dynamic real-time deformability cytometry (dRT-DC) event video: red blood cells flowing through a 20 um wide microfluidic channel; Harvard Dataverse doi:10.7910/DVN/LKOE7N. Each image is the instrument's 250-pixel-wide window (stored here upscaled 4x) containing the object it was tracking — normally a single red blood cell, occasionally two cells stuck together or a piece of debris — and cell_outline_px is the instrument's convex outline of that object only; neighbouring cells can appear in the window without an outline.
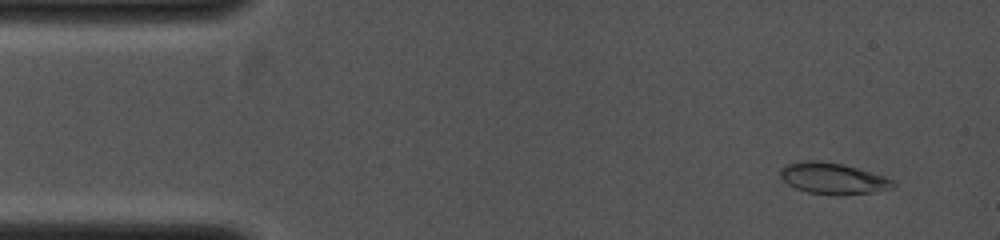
{"species": "common noctule bat (a hibernating species)", "species_latin": "Nyctalus noctula", "temperature_condition": "cold", "stored_images_in_passage": 47, "camera_frame_rate_fps": 4000, "um_per_image_px": 0.085, "animal": {"sex": "female", "body_mass_g": 19.0, "forearm_length_mm": 53.3}, "frame": {"image": 1, "passage_image": 3, "time_ms": 0.5, "image_size_px": [1000, 240], "cell_outline_px": [[896, 188], [872, 192], [836, 196], [808, 192], [796, 188], [788, 184], [780, 176], [780, 168], [784, 164], [804, 160], [820, 160], [840, 164], [856, 168], [884, 176], [892, 180], [896, 184]], "centroid_in_image_um": [70.78, 15.17], "position_along_channel_um": 14.2, "area_um2": 20.63}}
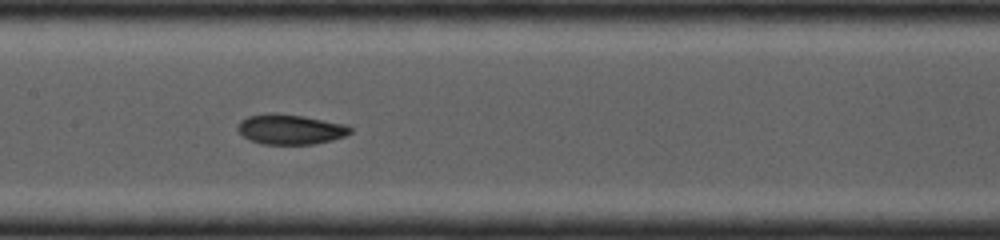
{"frame": {"image": 2, "passage_image": 24, "time_ms": 5.0, "image_size_px": [1000, 240], "cell_outline_px": [[352, 132], [344, 136], [332, 140], [312, 144], [264, 144], [252, 140], [244, 136], [236, 128], [240, 120], [248, 116], [268, 112], [276, 112], [304, 116], [348, 124], [352, 128]], "centroid_in_image_um": [24.7, 10.97], "position_along_channel_um": 182.7, "area_um2": 19.88}}
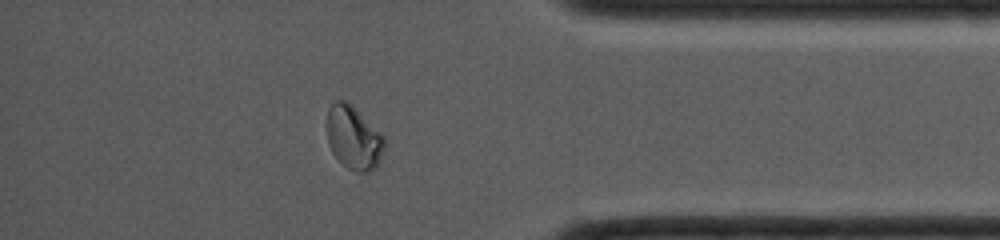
{"frame": {"image": 3, "passage_image": 39, "time_ms": 9.0, "image_size_px": [1000, 240], "cell_outline_px": [[384, 152], [376, 168], [368, 172], [356, 172], [348, 168], [332, 152], [328, 144], [328, 108], [336, 100], [344, 100], [352, 104], [384, 136]], "centroid_in_image_um": [30.08, 11.71], "position_along_channel_um": 405.1, "area_um2": 21.15}}